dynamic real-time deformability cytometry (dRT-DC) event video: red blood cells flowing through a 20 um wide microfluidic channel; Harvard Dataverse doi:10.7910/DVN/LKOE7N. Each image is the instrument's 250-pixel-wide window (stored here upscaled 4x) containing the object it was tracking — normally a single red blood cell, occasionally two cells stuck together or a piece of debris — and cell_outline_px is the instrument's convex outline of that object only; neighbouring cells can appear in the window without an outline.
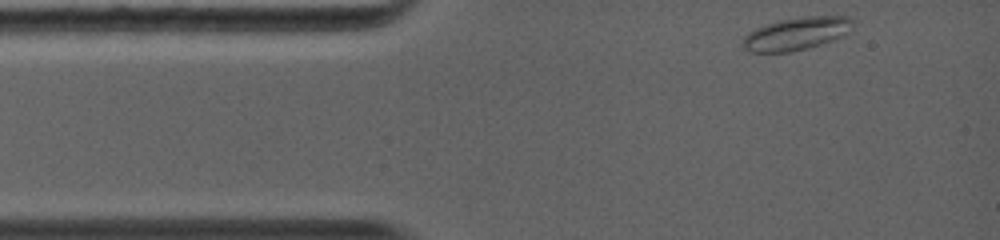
{"species": "common noctule bat (a hibernating species)", "species_latin": "Nyctalus noctula", "temperature_condition": "warm", "stored_images_in_passage": 34, "camera_frame_rate_fps": 5000, "um_per_image_px": 0.085, "animal": {"sex": "female", "body_mass_g": 19.0, "forearm_length_mm": 56.7}, "frame": {"image": 1, "passage_image": 1, "time_ms": 0.0, "image_size_px": [1000, 240], "cell_outline_px": [[852, 28], [848, 32], [840, 36], [820, 44], [808, 48], [792, 52], [748, 52], [744, 48], [744, 36], [748, 32], [756, 28], [776, 20], [804, 16], [848, 16], [852, 20]], "centroid_in_image_um": [67.67, 2.85], "position_along_channel_um": 17.3, "area_um2": 20.92}}
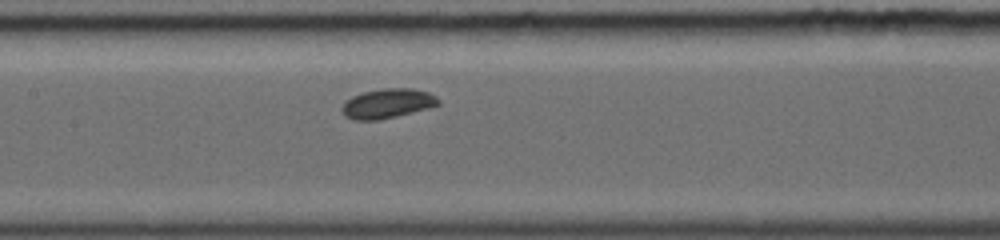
{"frame": {"image": 2, "passage_image": 16, "time_ms": 4.6, "image_size_px": [1000, 240], "cell_outline_px": [[440, 104], [428, 108], [380, 120], [352, 120], [344, 116], [340, 108], [352, 96], [364, 92], [384, 88], [412, 88], [428, 92], [436, 96], [440, 100]], "centroid_in_image_um": [32.93, 8.8], "position_along_channel_um": 174.5, "area_um2": 16.59}}
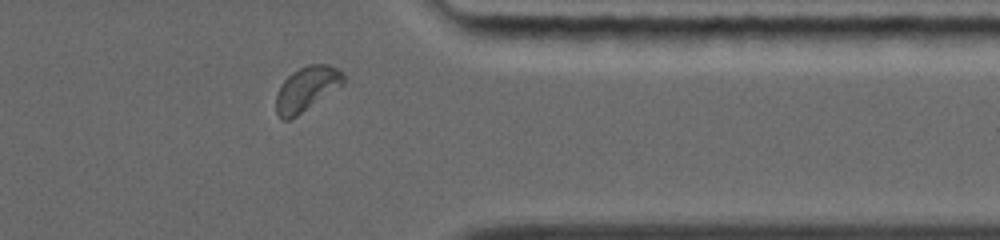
{"frame": {"image": 3, "passage_image": 30, "time_ms": 9.6, "image_size_px": [1000, 240], "cell_outline_px": [[344, 84], [296, 116], [288, 120], [284, 120], [276, 112], [276, 96], [284, 80], [292, 72], [308, 64], [328, 64], [336, 68], [344, 76]], "centroid_in_image_um": [26.06, 7.54], "position_along_channel_um": 385.3, "area_um2": 17.11}, "authors_computed_cell_mechanics": {"area_um2": 16.5597, "velocity_mm_per_s": 4.3288, "shape_relaxation_time_tau1_ms": null, "shape_relaxation_time_tau2_ms": 4.855, "deformation_change_tau1": null, "deformation_change_tau2": 0.0779}}